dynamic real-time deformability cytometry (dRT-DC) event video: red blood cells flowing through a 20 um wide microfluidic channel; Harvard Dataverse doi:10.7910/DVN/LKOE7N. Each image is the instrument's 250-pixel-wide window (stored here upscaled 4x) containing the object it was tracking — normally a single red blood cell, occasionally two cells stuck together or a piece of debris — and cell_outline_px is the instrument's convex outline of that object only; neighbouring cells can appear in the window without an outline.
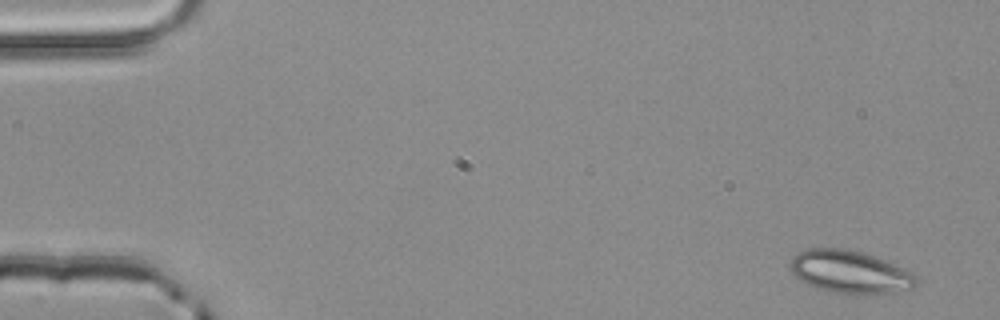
{"species": "common noctule bat (a hibernating species)", "species_latin": "Nyctalus noctula", "temperature_condition": "room temperature", "stored_images_in_passage": 4, "segment_of_instrument_passage": [2, 2], "camera_frame_rate_fps": 3000, "um_per_image_px": 0.085, "animal": {"sex": "male", "body_mass_g": 20.4}, "frame": {"image": 1, "passage_image": 4, "time_ms": 1.0, "image_size_px": [1000, 320], "cell_outline_px": [[920, 284], [912, 288], [892, 292], [836, 292], [820, 288], [808, 284], [800, 280], [792, 272], [788, 264], [792, 256], [796, 252], [808, 248], [840, 248], [860, 252], [884, 260], [904, 268], [912, 272], [920, 280]], "centroid_in_image_um": [72.23, 23.07], "position_along_channel_um": 12.8, "area_um2": 30.81}}